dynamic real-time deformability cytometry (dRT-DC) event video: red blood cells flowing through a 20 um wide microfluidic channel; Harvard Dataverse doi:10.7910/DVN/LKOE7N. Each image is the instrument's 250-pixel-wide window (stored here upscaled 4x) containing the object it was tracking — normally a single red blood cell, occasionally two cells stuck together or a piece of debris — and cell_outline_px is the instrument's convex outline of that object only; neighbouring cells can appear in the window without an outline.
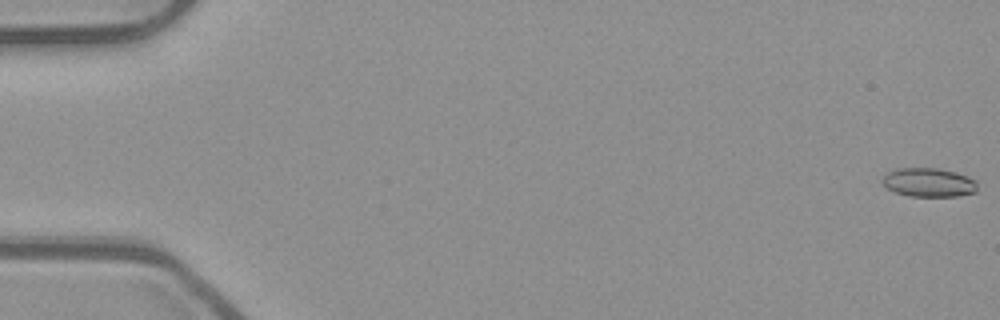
{"species": "common noctule bat (a hibernating species)", "species_latin": "Nyctalus noctula", "temperature_condition": "room temperature", "stored_images_in_passage": 13, "camera_frame_rate_fps": 3000, "um_per_image_px": 0.085, "animal": {"sex": "male", "body_mass_g": 23.1, "forearm_length_mm": 52.7}, "frame": {"image": 1, "passage_image": 1, "time_ms": 0.0, "image_size_px": [1000, 320], "cell_outline_px": [[976, 192], [956, 196], [912, 196], [896, 192], [888, 188], [880, 180], [888, 172], [896, 168], [936, 168], [956, 172], [976, 180]], "centroid_in_image_um": [78.94, 15.5], "position_along_channel_um": 6.1, "area_um2": 15.84}}